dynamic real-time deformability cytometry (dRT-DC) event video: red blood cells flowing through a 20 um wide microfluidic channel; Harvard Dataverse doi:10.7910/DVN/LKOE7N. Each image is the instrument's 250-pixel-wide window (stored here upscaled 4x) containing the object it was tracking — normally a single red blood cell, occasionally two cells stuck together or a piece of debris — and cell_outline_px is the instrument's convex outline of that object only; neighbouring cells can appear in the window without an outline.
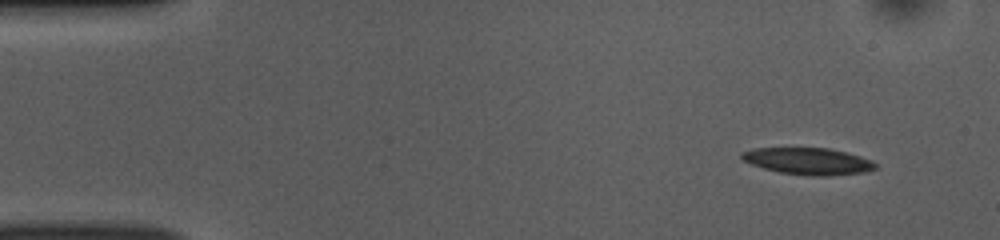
{"species": "common noctule bat (a hibernating species)", "species_latin": "Nyctalus noctula", "temperature_condition": "room temperature", "stored_images_in_passage": 36, "camera_frame_rate_fps": 3000, "um_per_image_px": 0.085, "animal": {"sex": "female", "body_mass_g": 10.0, "forearm_length_mm": 53.1}, "frame": {"image": 1, "passage_image": 1, "time_ms": 0.0, "image_size_px": [1000, 240], "cell_outline_px": [[876, 168], [864, 172], [828, 176], [808, 176], [780, 172], [764, 168], [752, 164], [744, 160], [740, 156], [740, 152], [752, 148], [828, 148], [860, 156], [872, 160], [876, 164]], "centroid_in_image_um": [68.68, 13.7], "position_along_channel_um": 16.3, "area_um2": 20.81}}
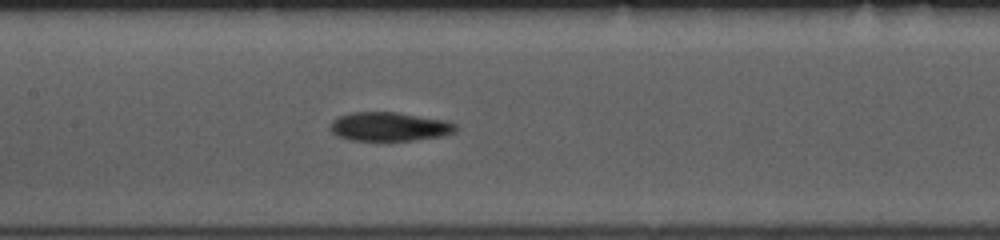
{"frame": {"image": 2, "passage_image": 21, "time_ms": 6.667, "image_size_px": [1000, 240], "cell_outline_px": [[456, 132], [440, 136], [412, 140], [352, 140], [336, 136], [332, 132], [332, 120], [340, 116], [352, 112], [396, 112], [444, 120], [456, 124]], "centroid_in_image_um": [33.09, 10.76], "position_along_channel_um": 174.3, "area_um2": 20.81}}
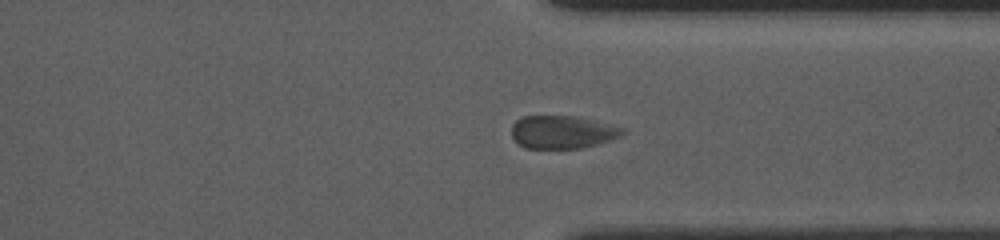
{"frame": {"image": 3, "passage_image": 36, "time_ms": 11.667, "image_size_px": [1000, 240], "cell_outline_px": [[628, 132], [620, 136], [596, 144], [580, 148], [524, 148], [512, 136], [512, 124], [520, 116], [576, 116], [624, 128]], "centroid_in_image_um": [47.79, 11.21], "position_along_channel_um": 363.6, "area_um2": 21.15}, "authors_computed_cell_mechanics": {"area_um2": 21.4438, "velocity_mm_per_s": 3.7891, "shape_relaxation_time_tau1_ms": 5.1836, "shape_relaxation_time_tau2_ms": 1.9383, "deformation_change_tau1": 0.1084, "deformation_change_tau2": 0.0672}}